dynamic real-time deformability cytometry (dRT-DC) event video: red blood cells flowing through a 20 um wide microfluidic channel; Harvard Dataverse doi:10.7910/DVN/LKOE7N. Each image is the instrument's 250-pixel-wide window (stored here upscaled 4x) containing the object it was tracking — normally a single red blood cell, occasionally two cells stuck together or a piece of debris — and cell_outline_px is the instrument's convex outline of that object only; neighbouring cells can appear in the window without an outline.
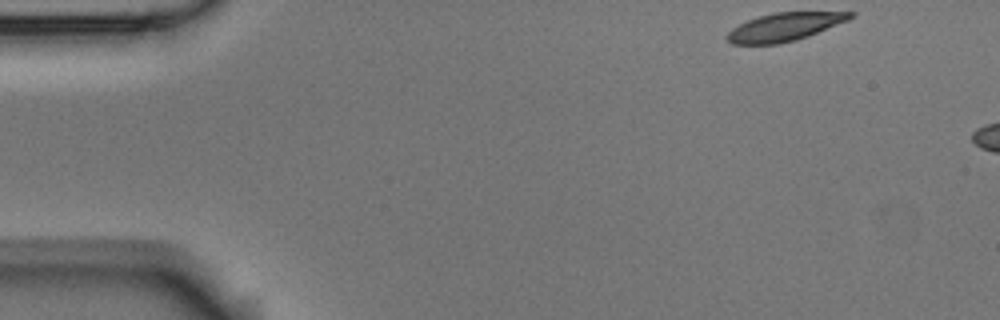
{"species": "Egyptian fruit bat (a non-hibernating species)", "species_latin": "Rousettus aegyptiacus", "temperature_condition": "room temperature", "stored_images_in_passage": 3, "camera_frame_rate_fps": 3000, "um_per_image_px": 0.085, "animal": {"sex": "male"}, "frame": {"image": 1, "passage_image": 1, "time_ms": 0.0, "image_size_px": [1000, 320], "cell_outline_px": [[856, 16], [848, 20], [808, 36], [796, 40], [776, 44], [732, 44], [724, 36], [732, 28], [748, 20], [760, 16], [776, 12], [856, 12]], "centroid_in_image_um": [66.69, 2.29], "position_along_channel_um": 18.3, "area_um2": 20.06}}